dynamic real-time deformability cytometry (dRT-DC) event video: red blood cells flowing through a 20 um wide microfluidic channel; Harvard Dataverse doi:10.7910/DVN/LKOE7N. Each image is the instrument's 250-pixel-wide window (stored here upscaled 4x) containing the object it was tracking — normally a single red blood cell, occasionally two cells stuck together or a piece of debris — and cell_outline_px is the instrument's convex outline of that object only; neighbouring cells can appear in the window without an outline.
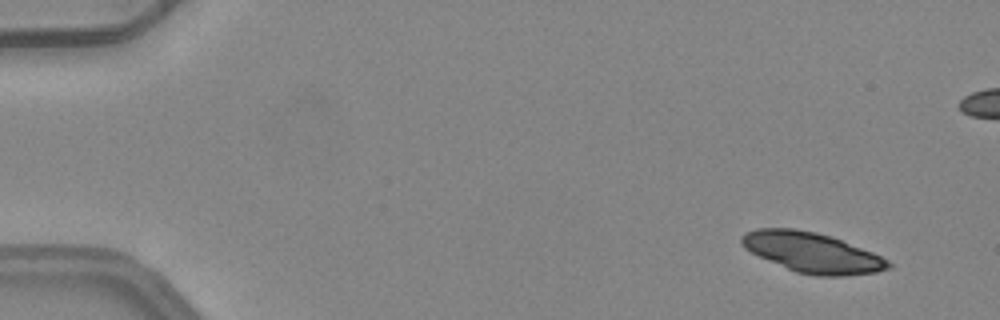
{"species": "common noctule bat (a hibernating species)", "species_latin": "Nyctalus noctula", "temperature_condition": "warm", "stored_images_in_passage": 5, "camera_frame_rate_fps": 3000, "um_per_image_px": 0.085, "animal": {"sex": "female", "body_mass_g": 24.6, "forearm_length_mm": 56.2}, "frame": {"image": 1, "passage_image": 1, "time_ms": 0.0, "image_size_px": [1000, 320], "cell_outline_px": [[892, 268], [876, 272], [844, 276], [816, 276], [796, 272], [768, 260], [744, 248], [740, 244], [740, 236], [744, 232], [756, 228], [796, 228], [816, 232], [832, 236], [872, 252], [888, 260], [892, 264]], "centroid_in_image_um": [69.02, 21.45], "position_along_channel_um": 16.0, "area_um2": 34.39}}